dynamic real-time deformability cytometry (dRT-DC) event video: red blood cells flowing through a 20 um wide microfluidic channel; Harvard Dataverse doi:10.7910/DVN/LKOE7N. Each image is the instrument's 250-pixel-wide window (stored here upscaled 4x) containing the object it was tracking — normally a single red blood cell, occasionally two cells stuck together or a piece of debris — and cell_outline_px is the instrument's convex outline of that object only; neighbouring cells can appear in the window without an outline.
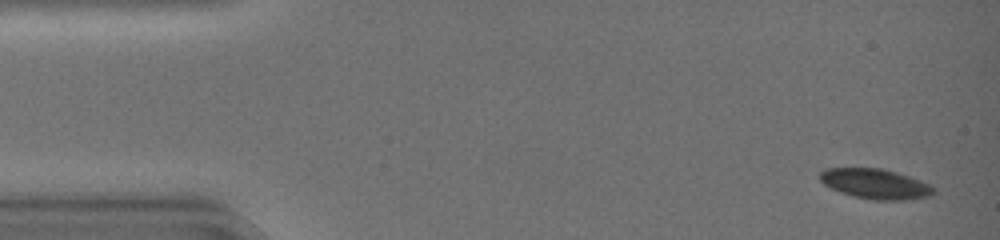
{"species": "common noctule bat (a hibernating species)", "species_latin": "Nyctalus noctula", "temperature_condition": "warm", "stored_images_in_passage": 45, "camera_frame_rate_fps": 3000, "um_per_image_px": 0.085, "animal": {"sex": "female", "body_mass_g": 19.0, "forearm_length_mm": 51.5}, "frame": {"image": 1, "passage_image": 2, "time_ms": 0.333, "image_size_px": [1000, 240], "cell_outline_px": [[932, 192], [920, 196], [900, 200], [876, 200], [856, 196], [840, 192], [824, 184], [820, 180], [820, 172], [828, 168], [876, 168], [892, 172], [916, 180], [932, 188]], "centroid_in_image_um": [74.23, 15.61], "position_along_channel_um": 10.8, "area_um2": 18.61}}
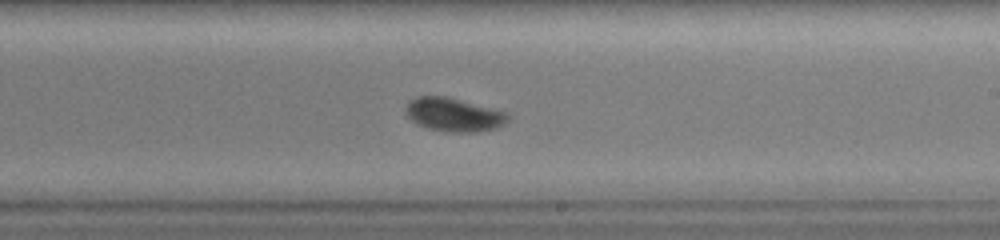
{"frame": {"image": 2, "passage_image": 27, "time_ms": 8.667, "image_size_px": [1000, 240], "cell_outline_px": [[508, 116], [496, 128], [476, 132], [444, 132], [428, 128], [412, 120], [408, 116], [404, 108], [408, 100], [416, 96], [448, 96], [504, 112]], "centroid_in_image_um": [38.47, 9.73], "position_along_channel_um": 250.5, "area_um2": 19.65}}
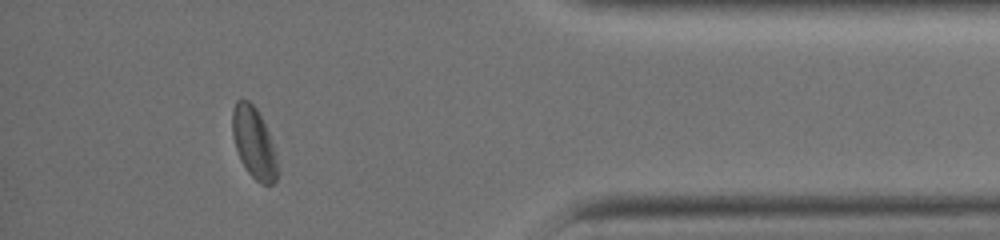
{"frame": {"image": 3, "passage_image": 40, "time_ms": 13.0, "image_size_px": [1000, 240], "cell_outline_px": [[276, 180], [272, 184], [260, 184], [248, 172], [240, 160], [232, 136], [232, 108], [236, 100], [248, 100], [256, 108], [268, 132], [272, 144], [276, 160]], "centroid_in_image_um": [21.53, 12.12], "position_along_channel_um": 413.7, "area_um2": 18.32}, "authors_computed_cell_mechanics": {"area_um2": 19.2474, "velocity_mm_per_s": 4.3188, "shape_relaxation_time_tau1_ms": 10.0093, "shape_relaxation_time_tau2_ms": null, "deformation_change_tau1": 0.2077, "deformation_change_tau2": null}}